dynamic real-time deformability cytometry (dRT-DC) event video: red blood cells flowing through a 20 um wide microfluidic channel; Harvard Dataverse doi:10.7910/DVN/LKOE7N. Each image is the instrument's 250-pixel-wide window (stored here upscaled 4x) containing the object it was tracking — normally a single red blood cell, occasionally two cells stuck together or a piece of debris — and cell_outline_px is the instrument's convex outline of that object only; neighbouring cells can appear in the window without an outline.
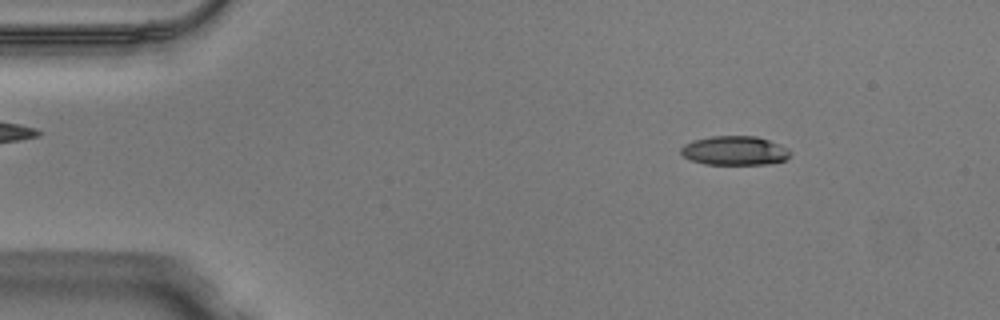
{"species": "Egyptian fruit bat (a non-hibernating species)", "species_latin": "Rousettus aegyptiacus", "temperature_condition": "warm", "stored_images_in_passage": 48, "camera_frame_rate_fps": 3000, "um_per_image_px": 0.085, "animal": {"sex": "male"}, "frame": {"image": 1, "passage_image": 6, "time_ms": 1.667, "image_size_px": [1000, 320], "cell_outline_px": [[792, 152], [784, 160], [772, 164], [704, 164], [688, 160], [680, 152], [680, 148], [684, 144], [692, 140], [712, 136], [756, 136], [768, 140], [788, 148]], "centroid_in_image_um": [62.42, 12.81], "position_along_channel_um": 22.6, "area_um2": 18.67}}
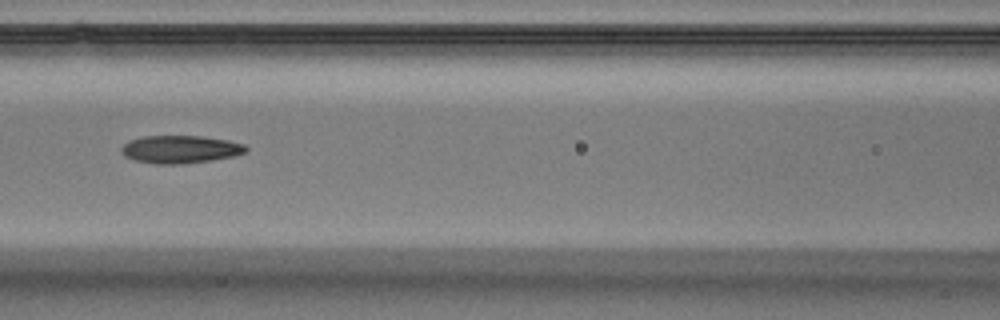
{"frame": {"image": 2, "passage_image": 21, "time_ms": 6.667, "image_size_px": [1000, 320], "cell_outline_px": [[248, 152], [232, 156], [212, 160], [180, 164], [156, 164], [136, 160], [124, 156], [120, 152], [120, 148], [128, 140], [144, 136], [200, 136], [228, 140], [244, 144], [248, 148]], "centroid_in_image_um": [15.31, 12.69], "position_along_channel_um": 151.3, "area_um2": 20.23}}
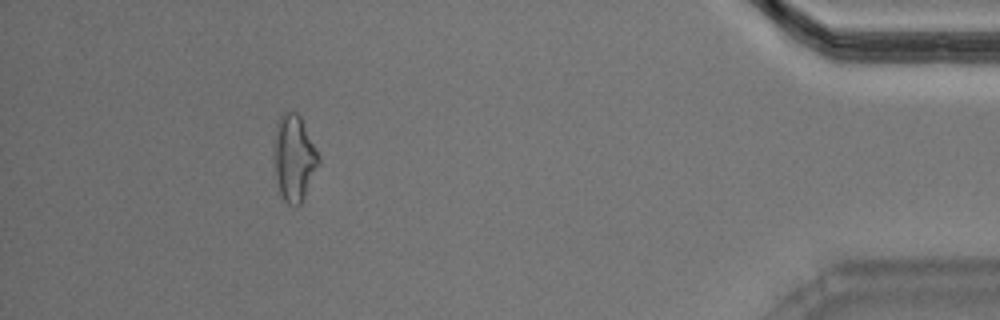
{"frame": {"image": 3, "passage_image": 44, "time_ms": 14.333, "image_size_px": [1000, 320], "cell_outline_px": [[320, 160], [304, 196], [300, 204], [296, 208], [288, 204], [284, 200], [280, 192], [276, 176], [272, 156], [276, 120], [284, 112], [296, 112], [300, 116], [320, 156]], "centroid_in_image_um": [24.96, 13.4], "position_along_channel_um": 410.2, "area_um2": 22.48}, "authors_computed_cell_mechanics": {"area_um2": 19.9699, "velocity_mm_per_s": 4.099, "shape_relaxation_time_tau1_ms": 8.4215, "shape_relaxation_time_tau2_ms": 5.4451, "deformation_change_tau1": 0.1849, "deformation_change_tau2": 0.1623}}